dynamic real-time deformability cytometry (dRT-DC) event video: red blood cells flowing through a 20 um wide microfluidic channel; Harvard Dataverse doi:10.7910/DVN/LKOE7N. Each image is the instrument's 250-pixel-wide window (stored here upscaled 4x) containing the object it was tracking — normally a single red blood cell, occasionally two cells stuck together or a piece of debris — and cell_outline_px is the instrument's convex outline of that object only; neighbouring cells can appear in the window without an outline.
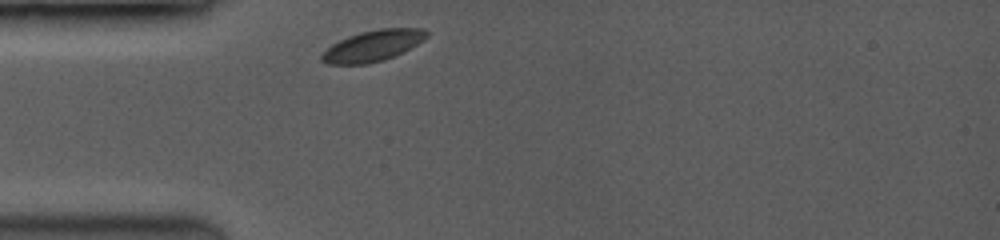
{"species": "common noctule bat (a hibernating species)", "species_latin": "Nyctalus noctula", "temperature_condition": "room temperature", "stored_images_in_passage": 37, "camera_frame_rate_fps": 3500, "um_per_image_px": 0.085, "animal": {"sex": "female", "body_mass_g": 19.0, "forearm_length_mm": 53.3}, "frame": {"image": 1, "passage_image": 1, "time_ms": 0.0, "image_size_px": [1000, 240], "cell_outline_px": [[428, 36], [424, 40], [392, 56], [380, 60], [364, 64], [328, 64], [320, 60], [320, 56], [332, 44], [348, 36], [360, 32], [380, 28], [424, 28], [428, 32]], "centroid_in_image_um": [31.68, 3.87], "position_along_channel_um": 53.3, "area_um2": 18.61}}
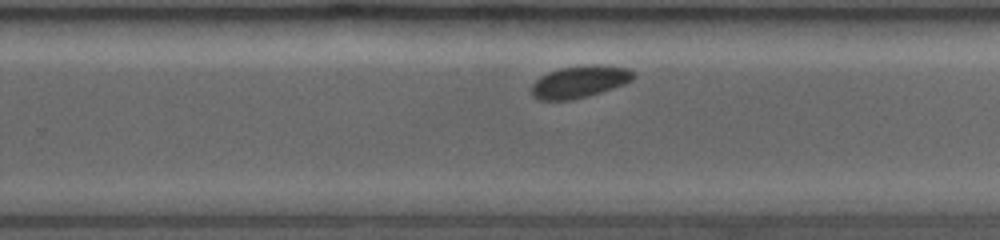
{"frame": {"image": 2, "passage_image": 25, "time_ms": 6.0, "image_size_px": [1000, 240], "cell_outline_px": [[636, 76], [632, 80], [624, 84], [612, 88], [584, 96], [568, 100], [540, 100], [532, 96], [532, 84], [540, 76], [548, 72], [560, 68], [584, 64], [608, 64], [628, 68]], "centroid_in_image_um": [49.27, 6.91], "position_along_channel_um": 280.5, "area_um2": 19.07}}
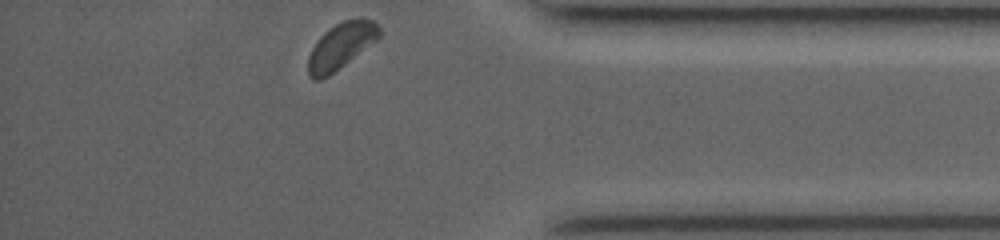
{"frame": {"image": 3, "passage_image": 37, "time_ms": 9.429, "image_size_px": [1000, 240], "cell_outline_px": [[380, 36], [376, 40], [328, 76], [320, 80], [312, 80], [308, 76], [308, 56], [312, 48], [320, 36], [324, 32], [336, 24], [344, 20], [360, 16], [372, 20], [380, 28]], "centroid_in_image_um": [28.96, 3.89], "position_along_channel_um": 406.2, "area_um2": 18.96}, "authors_computed_cell_mechanics": {"area_um2": 19.074, "velocity_mm_per_s": 3.9144, "shape_relaxation_time_tau1_ms": 0.4671, "shape_relaxation_time_tau2_ms": null, "deformation_change_tau1": 0.0428, "deformation_change_tau2": null}}